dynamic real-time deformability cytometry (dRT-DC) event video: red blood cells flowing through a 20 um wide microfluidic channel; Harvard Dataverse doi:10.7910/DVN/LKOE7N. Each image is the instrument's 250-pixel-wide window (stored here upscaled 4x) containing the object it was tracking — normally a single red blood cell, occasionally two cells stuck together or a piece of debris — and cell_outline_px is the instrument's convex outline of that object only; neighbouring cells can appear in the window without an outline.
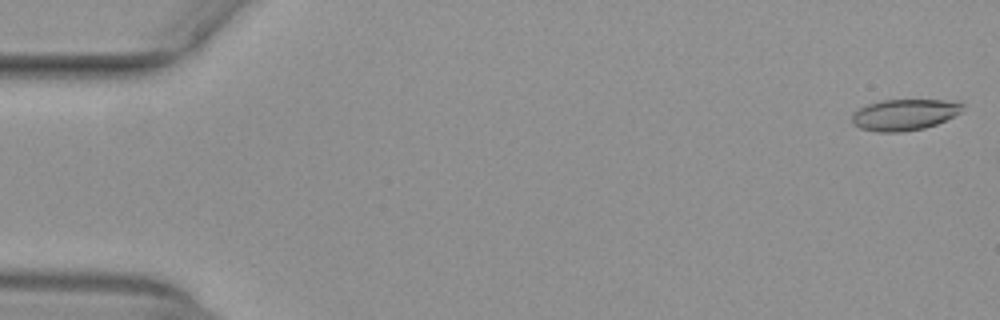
{"species": "common noctule bat (a hibernating species)", "species_latin": "Nyctalus noctula", "temperature_condition": "warm", "stored_images_in_passage": 8, "camera_frame_rate_fps": 3000, "um_per_image_px": 0.085, "animal": {"sex": "female", "body_mass_g": 29.2, "forearm_length_mm": 56.3}, "frame": {"image": 1, "passage_image": 1, "time_ms": 0.0, "image_size_px": [1000, 320], "cell_outline_px": [[964, 108], [960, 112], [936, 124], [924, 128], [904, 132], [876, 132], [860, 128], [852, 124], [852, 112], [868, 104], [880, 100], [960, 100], [964, 104]], "centroid_in_image_um": [76.87, 9.74], "position_along_channel_um": 8.1, "area_um2": 20.29}}